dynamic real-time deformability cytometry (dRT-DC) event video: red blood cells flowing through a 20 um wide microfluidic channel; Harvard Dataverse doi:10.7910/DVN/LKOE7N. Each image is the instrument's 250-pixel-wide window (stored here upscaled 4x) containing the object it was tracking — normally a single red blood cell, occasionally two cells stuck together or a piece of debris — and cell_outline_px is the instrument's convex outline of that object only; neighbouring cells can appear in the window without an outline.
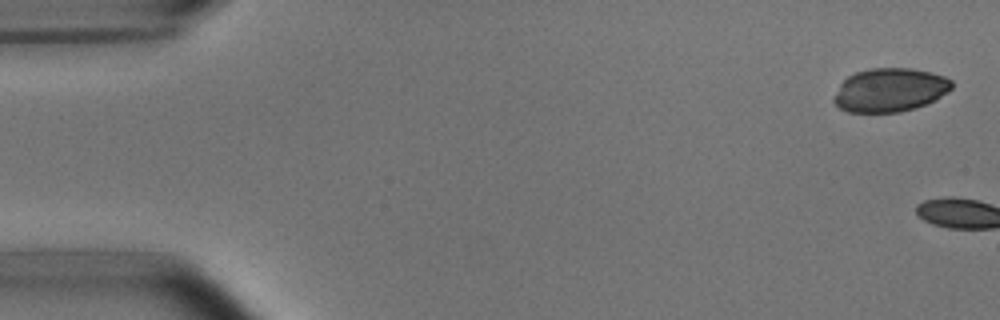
{"species": "common noctule bat (a hibernating species)", "species_latin": "Nyctalus noctula", "temperature_condition": "room temperature", "stored_images_in_passage": 2, "camera_frame_rate_fps": 3000, "um_per_image_px": 0.085, "animal": {"sex": "male", "body_mass_g": 15.6}, "frame": {"image": 1, "passage_image": 1, "time_ms": 0.0, "image_size_px": [1000, 320], "cell_outline_px": [[952, 88], [948, 92], [936, 100], [916, 108], [900, 112], [848, 112], [840, 108], [832, 100], [840, 84], [848, 76], [856, 72], [872, 68], [912, 68], [944, 76], [952, 80]], "centroid_in_image_um": [75.65, 7.65], "position_along_channel_um": 9.3, "area_um2": 30.0}}